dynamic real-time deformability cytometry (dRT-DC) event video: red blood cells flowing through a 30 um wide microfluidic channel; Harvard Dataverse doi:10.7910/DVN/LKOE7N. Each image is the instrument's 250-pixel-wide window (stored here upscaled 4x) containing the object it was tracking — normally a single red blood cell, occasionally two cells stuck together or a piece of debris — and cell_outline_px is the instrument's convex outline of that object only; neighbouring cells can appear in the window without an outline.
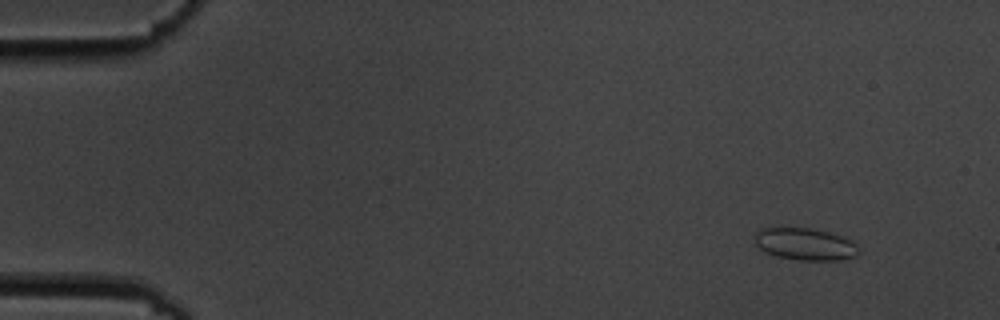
{"species": "common noctule bat (a hibernating species)", "species_latin": "Nyctalus noctula", "temperature_condition": "cold", "stored_images_in_passage": 16, "camera_frame_rate_fps": 3000, "um_per_image_px": 0.085, "animal": {"sex": "male", "body_mass_g": 19.5, "forearm_length_mm": 54.6}, "frame": {"image": 1, "passage_image": 4, "time_ms": 1.0, "image_size_px": [1000, 320], "cell_outline_px": [[860, 252], [856, 256], [840, 260], [800, 260], [776, 256], [764, 252], [756, 244], [752, 236], [760, 228], [812, 228], [844, 236], [856, 244]], "centroid_in_image_um": [68.42, 20.75], "position_along_channel_um": 16.6, "area_um2": 19.65}}